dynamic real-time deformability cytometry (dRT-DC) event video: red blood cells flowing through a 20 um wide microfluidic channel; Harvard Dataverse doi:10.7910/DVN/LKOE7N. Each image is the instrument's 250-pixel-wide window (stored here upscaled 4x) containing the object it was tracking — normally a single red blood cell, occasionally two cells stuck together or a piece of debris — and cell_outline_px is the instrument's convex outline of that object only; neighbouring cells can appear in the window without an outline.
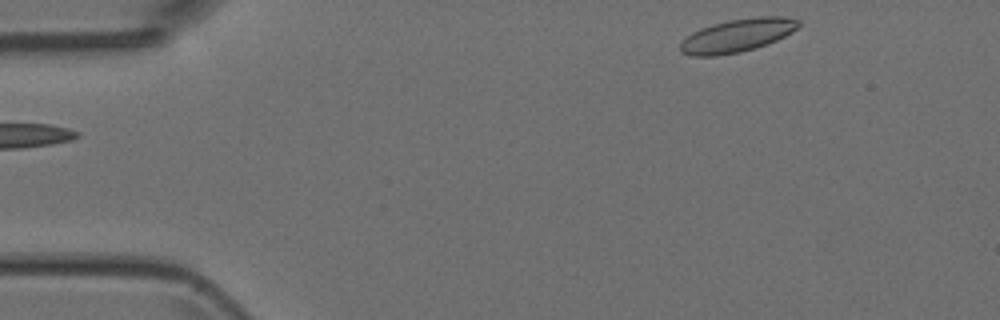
{"species": "Egyptian fruit bat (a non-hibernating species)", "species_latin": "Rousettus aegyptiacus", "temperature_condition": "room temperature", "stored_images_in_passage": 3, "segment_of_instrument_passage": [2, 2], "camera_frame_rate_fps": 3000, "um_per_image_px": 0.085, "animal": {"sex": "female"}, "frame": {"image": 1, "passage_image": 3, "time_ms": 2.333, "image_size_px": [1000, 320], "cell_outline_px": [[800, 24], [792, 32], [776, 40], [756, 48], [740, 52], [716, 56], [692, 56], [680, 52], [680, 44], [692, 32], [700, 28], [712, 24], [728, 20], [760, 16], [780, 16], [800, 20]], "centroid_in_image_um": [62.66, 3.02], "position_along_channel_um": 22.3, "area_um2": 22.77}}